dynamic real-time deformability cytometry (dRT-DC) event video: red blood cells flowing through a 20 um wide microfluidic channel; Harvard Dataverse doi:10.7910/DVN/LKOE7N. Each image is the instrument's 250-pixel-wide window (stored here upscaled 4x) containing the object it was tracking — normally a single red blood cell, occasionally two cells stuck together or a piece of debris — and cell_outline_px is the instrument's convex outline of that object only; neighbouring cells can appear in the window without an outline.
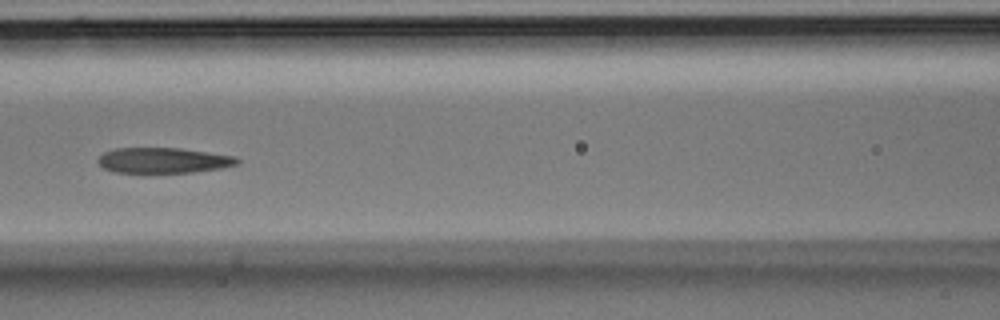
{"species": "Egyptian fruit bat (a non-hibernating species)", "species_latin": "Rousettus aegyptiacus", "temperature_condition": "room temperature", "stored_images_in_passage": 5, "camera_frame_rate_fps": 3000, "um_per_image_px": 0.085, "animal": {"sex": "male"}, "frame": {"image": 1, "passage_image": 5, "time_ms": 1.333, "image_size_px": [1000, 320], "cell_outline_px": [[240, 164], [220, 168], [192, 172], [112, 172], [104, 168], [96, 160], [104, 152], [116, 148], [180, 148], [236, 156], [240, 160]], "centroid_in_image_um": [13.9, 13.62], "position_along_channel_um": 152.7, "area_um2": 20.58}}